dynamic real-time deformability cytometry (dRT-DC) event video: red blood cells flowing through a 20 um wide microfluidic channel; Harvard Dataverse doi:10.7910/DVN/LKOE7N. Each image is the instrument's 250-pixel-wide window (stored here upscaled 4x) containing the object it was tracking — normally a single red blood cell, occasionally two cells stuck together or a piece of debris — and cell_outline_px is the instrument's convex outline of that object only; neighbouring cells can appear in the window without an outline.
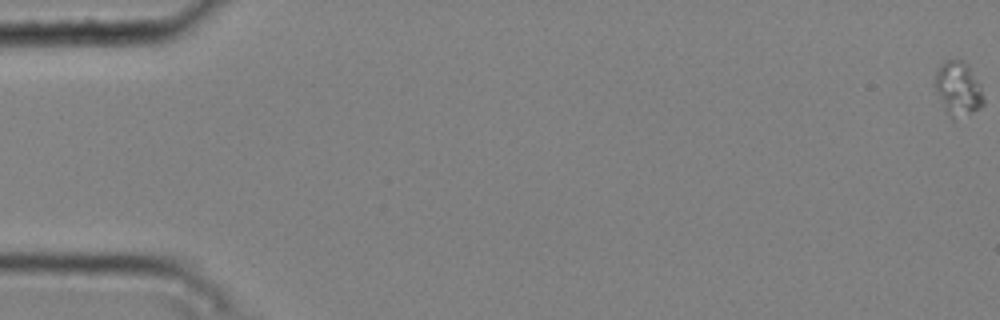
{"species": "common noctule bat (a hibernating species)", "species_latin": "Nyctalus noctula", "temperature_condition": "cold", "stored_images_in_passage": 6, "camera_frame_rate_fps": 3000, "um_per_image_px": 0.085, "animal": {"sex": "male", "body_mass_g": 20.4}, "frame": {"image": 1, "passage_image": 1, "time_ms": 0.0, "image_size_px": [1000, 320], "cell_outline_px": [[984, 104], [972, 112], [952, 120], [936, 88], [936, 72], [940, 64], [944, 60], [964, 60], [968, 64], [980, 84], [984, 100]], "centroid_in_image_um": [81.48, 7.49], "position_along_channel_um": 3.5, "area_um2": 14.85}}